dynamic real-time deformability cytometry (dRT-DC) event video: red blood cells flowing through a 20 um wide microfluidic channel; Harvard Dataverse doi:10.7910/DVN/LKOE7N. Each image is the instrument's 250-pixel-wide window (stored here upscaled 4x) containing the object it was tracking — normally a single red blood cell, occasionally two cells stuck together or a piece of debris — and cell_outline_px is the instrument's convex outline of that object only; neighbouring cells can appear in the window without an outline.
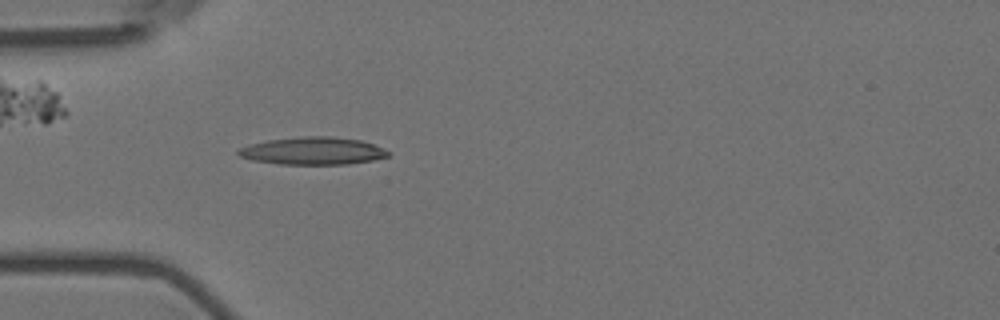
{"species": "Egyptian fruit bat (a non-hibernating species)", "species_latin": "Rousettus aegyptiacus", "temperature_condition": "room temperature", "stored_images_in_passage": 54, "camera_frame_rate_fps": 3000, "um_per_image_px": 0.085, "animal": {"sex": "female"}, "frame": {"image": 1, "passage_image": 16, "time_ms": 5.0, "image_size_px": [1000, 320], "cell_outline_px": [[388, 156], [372, 160], [348, 164], [280, 164], [252, 160], [240, 156], [236, 152], [240, 148], [248, 144], [268, 140], [300, 136], [332, 136], [360, 140], [372, 144], [388, 152]], "centroid_in_image_um": [26.53, 12.82], "position_along_channel_um": 58.5, "area_um2": 23.87}, "authors_computed_cell_mechanics": {"area_um2": 21.7906, "velocity_mm_per_s": 3.712, "shape_relaxation_time_tau1_ms": null, "shape_relaxation_time_tau2_ms": 1.1812, "deformation_change_tau1": null, "deformation_change_tau2": 0.1099}}